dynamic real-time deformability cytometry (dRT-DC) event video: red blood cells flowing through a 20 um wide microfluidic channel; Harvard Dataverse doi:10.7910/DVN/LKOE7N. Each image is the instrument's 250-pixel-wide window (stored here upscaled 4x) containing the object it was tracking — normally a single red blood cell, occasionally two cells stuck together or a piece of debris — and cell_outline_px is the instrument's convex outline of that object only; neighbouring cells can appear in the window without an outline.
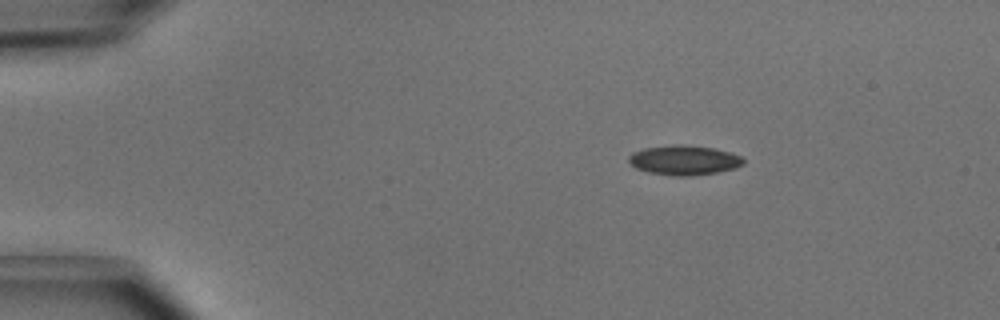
{"species": "common noctule bat (a hibernating species)", "species_latin": "Nyctalus noctula", "temperature_condition": "cold", "stored_images_in_passage": 4, "camera_frame_rate_fps": 3000, "um_per_image_px": 0.085, "animal": {"sex": "male", "body_mass_g": 15.6}, "frame": {"image": 1, "passage_image": 2, "time_ms": 0.333, "image_size_px": [1000, 320], "cell_outline_px": [[744, 164], [736, 168], [716, 172], [692, 176], [672, 176], [648, 172], [636, 168], [628, 160], [628, 156], [632, 152], [644, 148], [676, 144], [680, 144], [712, 148], [728, 152], [740, 156], [744, 160]], "centroid_in_image_um": [58.12, 13.62], "position_along_channel_um": 26.9, "area_um2": 19.77}}
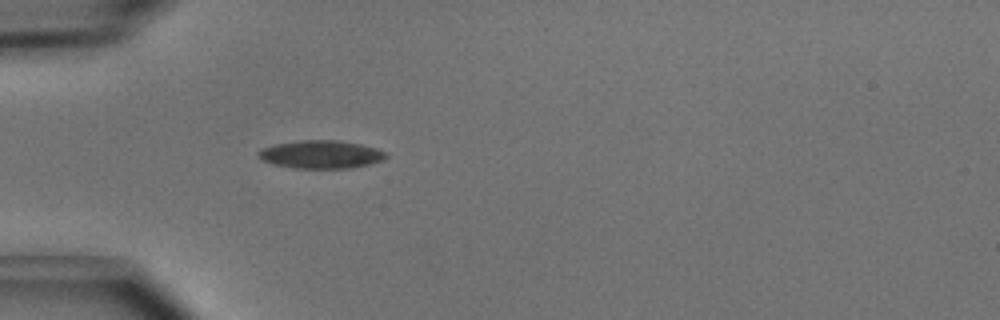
{"frame": {"image": 2, "passage_image": 4, "time_ms": 1.0, "image_size_px": [1000, 320], "cell_outline_px": [[388, 156], [384, 160], [352, 168], [292, 168], [272, 164], [256, 156], [256, 152], [264, 148], [276, 144], [300, 140], [340, 140], [360, 144], [376, 148], [388, 152]], "centroid_in_image_um": [27.31, 13.12], "position_along_channel_um": 57.7, "area_um2": 20.98}}